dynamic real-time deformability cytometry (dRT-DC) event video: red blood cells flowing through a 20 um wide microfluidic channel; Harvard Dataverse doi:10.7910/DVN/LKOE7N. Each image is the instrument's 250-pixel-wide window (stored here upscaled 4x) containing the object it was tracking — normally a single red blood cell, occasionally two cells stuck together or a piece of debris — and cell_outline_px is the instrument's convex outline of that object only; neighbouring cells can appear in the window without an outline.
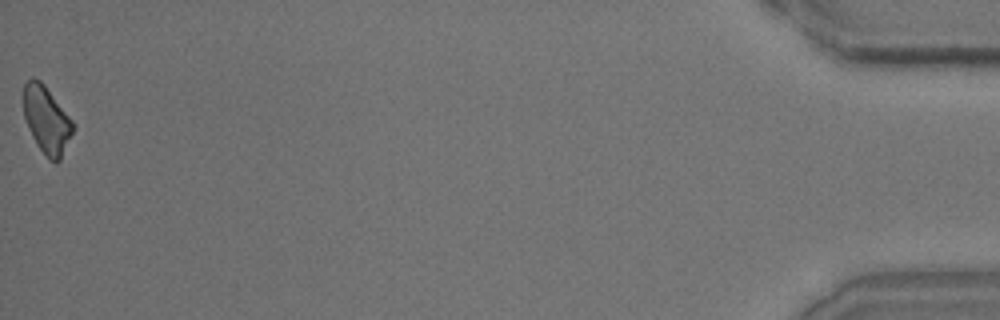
{"species": "common noctule bat (a hibernating species)", "species_latin": "Nyctalus noctula", "temperature_condition": "room temperature", "stored_images_in_passage": 32, "camera_frame_rate_fps": 3000, "um_per_image_px": 0.085, "animal": {"sex": "male", "body_mass_g": 15.6}, "frame": {"image": 1, "passage_image": 32, "time_ms": 10.333, "image_size_px": [1000, 320], "cell_outline_px": [[76, 124], [60, 160], [56, 164], [48, 160], [32, 136], [24, 116], [20, 96], [24, 84], [28, 80], [40, 80], [44, 84]], "centroid_in_image_um": [3.94, 10.18], "position_along_channel_um": 431.3, "area_um2": 19.59}}